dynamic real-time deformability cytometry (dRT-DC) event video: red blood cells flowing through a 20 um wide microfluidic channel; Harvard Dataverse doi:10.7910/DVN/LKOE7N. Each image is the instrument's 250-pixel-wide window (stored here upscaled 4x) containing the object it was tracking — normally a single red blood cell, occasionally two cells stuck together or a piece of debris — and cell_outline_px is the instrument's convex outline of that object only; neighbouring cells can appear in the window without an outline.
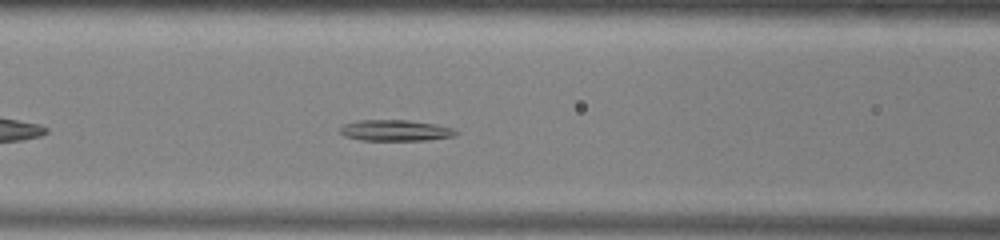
{"species": "common noctule bat (a hibernating species)", "species_latin": "Nyctalus noctula", "temperature_condition": "warm", "stored_images_in_passage": 41, "camera_frame_rate_fps": 3000, "um_per_image_px": 0.085, "animal": {"sex": "male", "body_mass_g": 13.0, "forearm_length_mm": 53.1}, "frame": {"image": 1, "passage_image": 10, "time_ms": 3.0, "image_size_px": [1000, 240], "cell_outline_px": [[460, 132], [456, 136], [428, 140], [360, 140], [344, 136], [340, 132], [340, 128], [344, 124], [356, 120], [408, 120], [436, 124], [452, 128]], "centroid_in_image_um": [33.63, 11.09], "position_along_channel_um": 133.0, "area_um2": 14.33}}
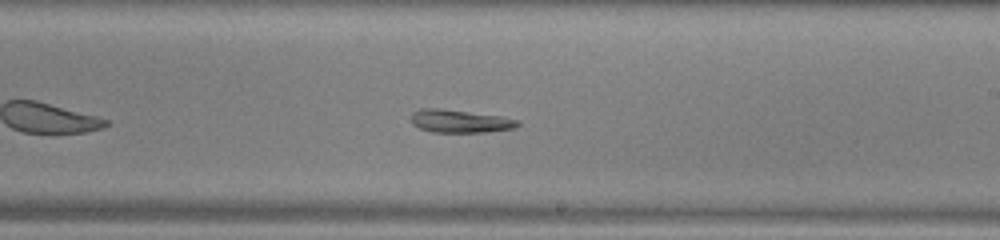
{"frame": {"image": 2, "passage_image": 19, "time_ms": 6.0, "image_size_px": [1000, 240], "cell_outline_px": [[520, 124], [516, 128], [484, 132], [432, 132], [420, 128], [412, 124], [412, 112], [420, 108], [440, 108], [500, 116], [520, 120]], "centroid_in_image_um": [39.1, 10.3], "position_along_channel_um": 249.9, "area_um2": 14.28}}
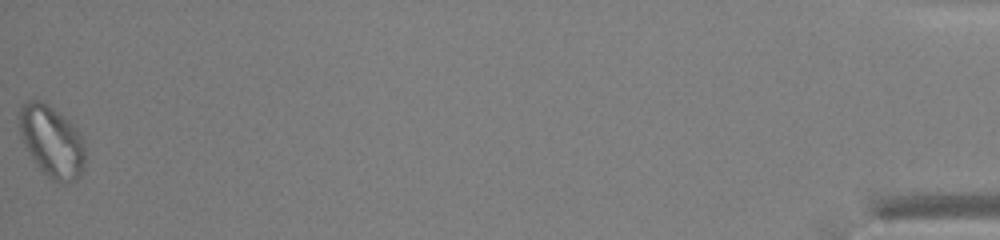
{"frame": {"image": 3, "passage_image": 41, "time_ms": 13.333, "image_size_px": [1000, 240], "cell_outline_px": [[84, 168], [80, 176], [76, 180], [64, 184], [52, 180], [36, 164], [28, 152], [20, 136], [20, 108], [28, 100], [40, 100], [48, 104], [68, 120], [84, 136]], "centroid_in_image_um": [4.43, 12.03], "position_along_channel_um": 430.8, "area_um2": 27.46}}